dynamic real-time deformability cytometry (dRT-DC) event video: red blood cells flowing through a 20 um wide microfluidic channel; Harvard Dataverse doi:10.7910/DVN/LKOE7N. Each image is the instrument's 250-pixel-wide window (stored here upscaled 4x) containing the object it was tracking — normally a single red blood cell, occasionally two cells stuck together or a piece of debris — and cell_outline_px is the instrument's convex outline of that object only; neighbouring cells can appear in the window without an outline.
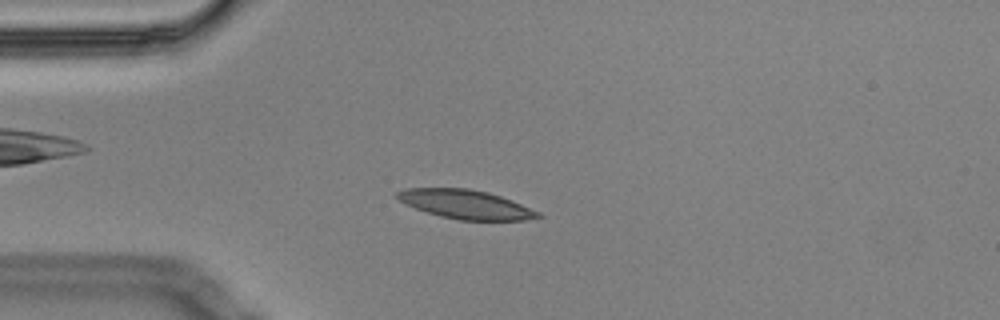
{"species": "Egyptian fruit bat (a non-hibernating species)", "species_latin": "Rousettus aegyptiacus", "temperature_condition": "cold", "stored_images_in_passage": 57, "camera_frame_rate_fps": 3000, "um_per_image_px": 0.085, "animal": {"sex": "male"}, "frame": {"image": 1, "passage_image": 14, "time_ms": 4.333, "image_size_px": [1000, 320], "cell_outline_px": [[544, 216], [524, 220], [460, 220], [440, 216], [416, 208], [400, 200], [396, 196], [396, 192], [404, 188], [468, 188], [488, 192], [512, 200], [540, 212]], "centroid_in_image_um": [39.61, 17.36], "position_along_channel_um": 45.4, "area_um2": 23.58}}
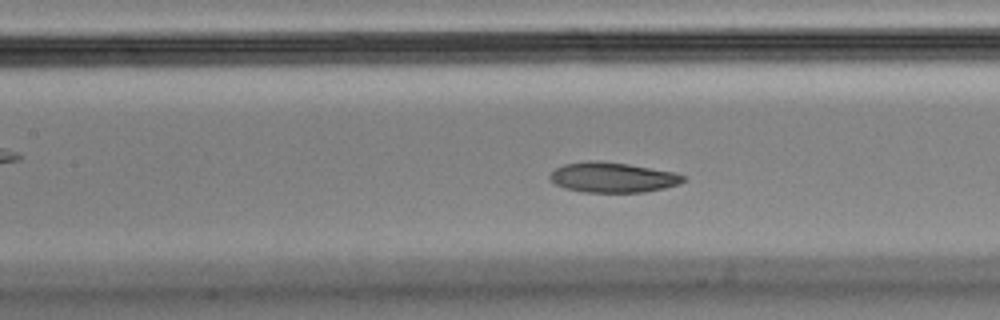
{"frame": {"image": 2, "passage_image": 25, "time_ms": 8.0, "image_size_px": [1000, 320], "cell_outline_px": [[684, 180], [680, 184], [664, 188], [644, 192], [584, 192], [564, 188], [556, 184], [548, 176], [556, 168], [564, 164], [588, 160], [596, 160], [628, 164], [676, 172], [684, 176]], "centroid_in_image_um": [52.08, 15.07], "position_along_channel_um": 155.3, "area_um2": 23.41}}
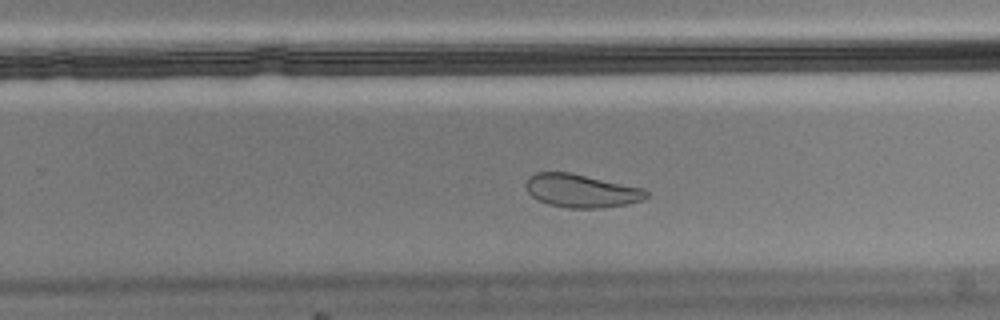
{"frame": {"image": 3, "passage_image": 36, "time_ms": 11.667, "image_size_px": [1000, 320], "cell_outline_px": [[648, 196], [640, 200], [628, 204], [600, 208], [568, 208], [548, 204], [536, 200], [528, 192], [524, 184], [528, 176], [536, 172], [568, 172], [644, 188], [648, 192]], "centroid_in_image_um": [49.37, 16.22], "position_along_channel_um": 280.4, "area_um2": 23.41}, "authors_computed_cell_mechanics": {"area_um2": 23.9292, "velocity_mm_per_s": 3.4237, "shape_relaxation_time_tau1_ms": null, "shape_relaxation_time_tau2_ms": 3.472, "deformation_change_tau1": null, "deformation_change_tau2": 0.0892}}